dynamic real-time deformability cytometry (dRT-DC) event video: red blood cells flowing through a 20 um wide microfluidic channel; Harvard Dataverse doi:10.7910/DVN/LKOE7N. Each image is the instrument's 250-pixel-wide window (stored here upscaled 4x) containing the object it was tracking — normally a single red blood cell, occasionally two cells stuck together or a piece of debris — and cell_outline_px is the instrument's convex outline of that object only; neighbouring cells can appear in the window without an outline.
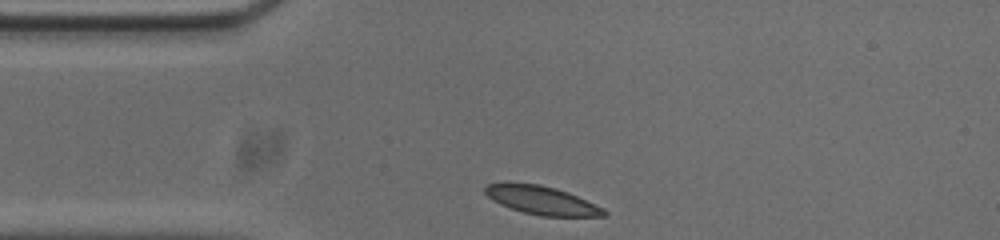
{"species": "common noctule bat (a hibernating species)", "species_latin": "Nyctalus noctula", "temperature_condition": "cold", "stored_images_in_passage": 32, "camera_frame_rate_fps": 3000, "um_per_image_px": 0.085, "animal": {"sex": "male", "body_mass_g": 20.0, "forearm_length_mm": 53.3}, "frame": {"image": 1, "passage_image": 1, "time_ms": 0.0, "image_size_px": [1000, 240], "cell_outline_px": [[608, 212], [604, 216], [540, 216], [524, 212], [500, 204], [492, 200], [484, 192], [484, 184], [540, 184], [556, 188], [568, 192], [604, 208]], "centroid_in_image_um": [46.08, 17.04], "position_along_channel_um": 38.9, "area_um2": 19.36}}
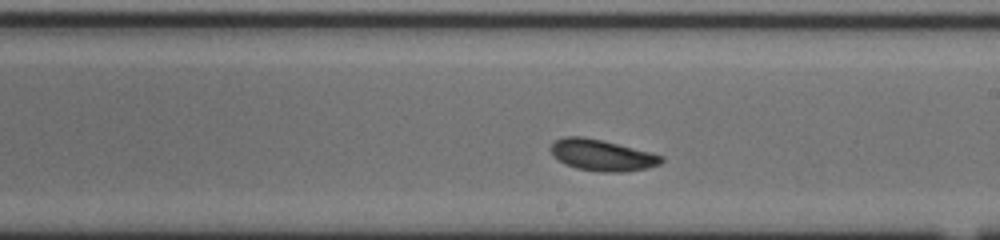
{"frame": {"image": 2, "passage_image": 19, "time_ms": 6.0, "image_size_px": [1000, 240], "cell_outline_px": [[664, 160], [660, 164], [648, 168], [624, 172], [600, 172], [576, 168], [564, 164], [552, 156], [552, 144], [556, 140], [564, 136], [584, 136], [664, 156]], "centroid_in_image_um": [51.15, 13.2], "position_along_channel_um": 237.8, "area_um2": 20.0}}
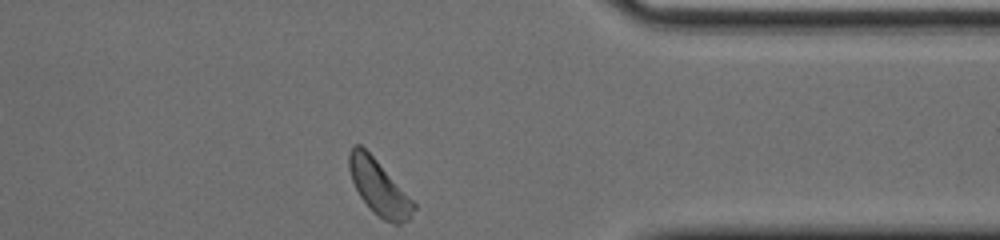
{"frame": {"image": 3, "passage_image": 32, "time_ms": 10.333, "image_size_px": [1000, 240], "cell_outline_px": [[416, 208], [408, 220], [400, 224], [396, 224], [384, 220], [372, 212], [360, 196], [352, 180], [348, 168], [348, 152], [352, 144], [360, 144], [376, 160], [416, 204]], "centroid_in_image_um": [32.18, 15.93], "position_along_channel_um": 379.2, "area_um2": 20.46}, "authors_computed_cell_mechanics": {"area_um2": 20.1144, "velocity_mm_per_s": 3.6343, "shape_relaxation_time_tau1_ms": 1.4187, "shape_relaxation_time_tau2_ms": null, "deformation_change_tau1": 0.056, "deformation_change_tau2": null}}